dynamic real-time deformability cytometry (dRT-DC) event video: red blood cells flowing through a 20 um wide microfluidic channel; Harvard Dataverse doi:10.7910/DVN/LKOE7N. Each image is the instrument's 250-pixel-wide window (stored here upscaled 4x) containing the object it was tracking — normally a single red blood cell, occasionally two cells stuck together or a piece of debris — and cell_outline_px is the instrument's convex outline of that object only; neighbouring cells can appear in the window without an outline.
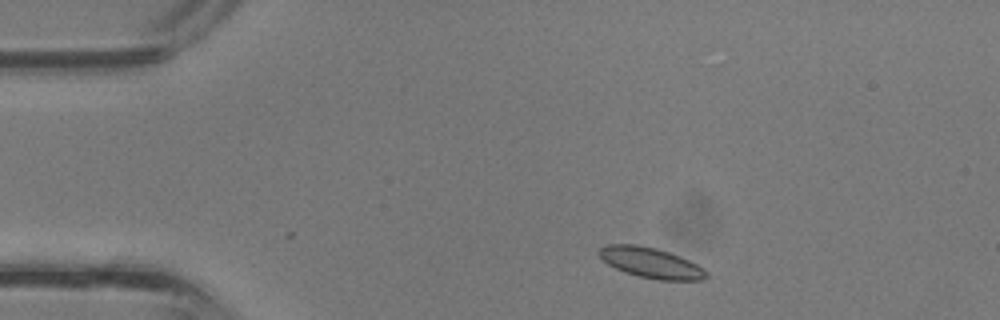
{"species": "common noctule bat (a hibernating species)", "species_latin": "Nyctalus noctula", "temperature_condition": "room temperature", "stored_images_in_passage": 32, "camera_frame_rate_fps": 3000, "um_per_image_px": 0.085, "animal": {"sex": "male", "body_mass_g": 13.3}, "frame": {"image": 1, "passage_image": 1, "time_ms": 0.0, "image_size_px": [1000, 320], "cell_outline_px": [[708, 276], [704, 280], [660, 280], [636, 276], [624, 272], [608, 264], [600, 256], [600, 248], [604, 244], [636, 244], [656, 248], [680, 256], [704, 268], [708, 272]], "centroid_in_image_um": [55.35, 22.34], "position_along_channel_um": 29.7, "area_um2": 19.02}}
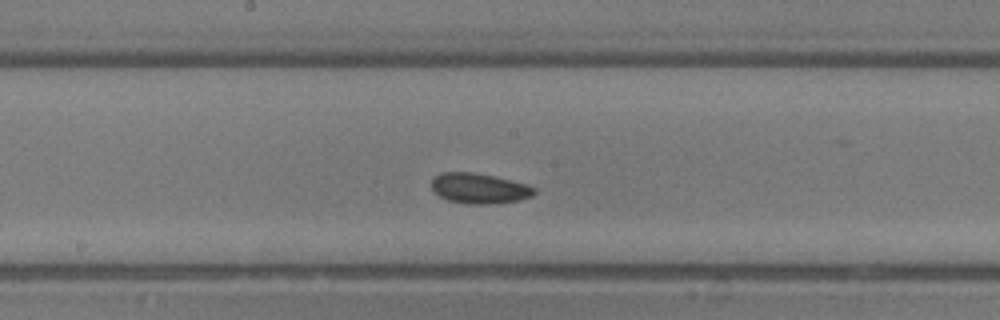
{"frame": {"image": 2, "passage_image": 14, "time_ms": 4.333, "image_size_px": [1000, 320], "cell_outline_px": [[536, 192], [532, 196], [520, 200], [492, 204], [464, 204], [448, 200], [432, 192], [432, 180], [440, 172], [472, 172], [492, 176], [528, 184], [536, 188]], "centroid_in_image_um": [40.74, 16.02], "position_along_channel_um": 207.5, "area_um2": 18.26}}
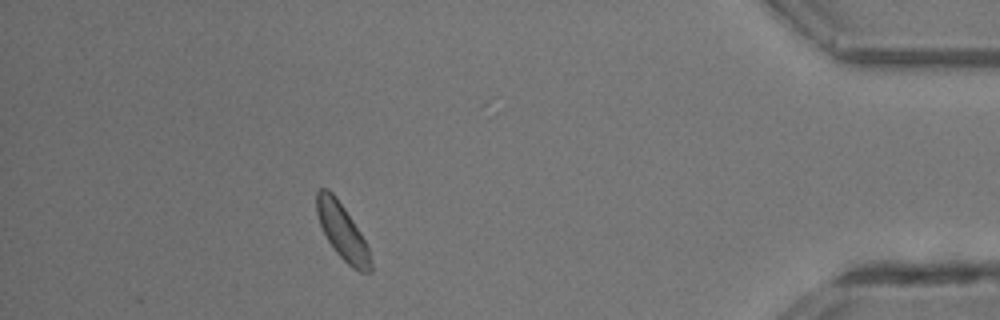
{"frame": {"image": 3, "passage_image": 28, "time_ms": 9.0, "image_size_px": [1000, 320], "cell_outline_px": [[372, 268], [368, 272], [360, 272], [352, 268], [336, 252], [328, 240], [320, 224], [316, 212], [316, 192], [320, 188], [328, 188], [336, 196], [360, 232], [368, 248], [372, 264]], "centroid_in_image_um": [29.08, 19.66], "position_along_channel_um": 406.1, "area_um2": 17.28}}